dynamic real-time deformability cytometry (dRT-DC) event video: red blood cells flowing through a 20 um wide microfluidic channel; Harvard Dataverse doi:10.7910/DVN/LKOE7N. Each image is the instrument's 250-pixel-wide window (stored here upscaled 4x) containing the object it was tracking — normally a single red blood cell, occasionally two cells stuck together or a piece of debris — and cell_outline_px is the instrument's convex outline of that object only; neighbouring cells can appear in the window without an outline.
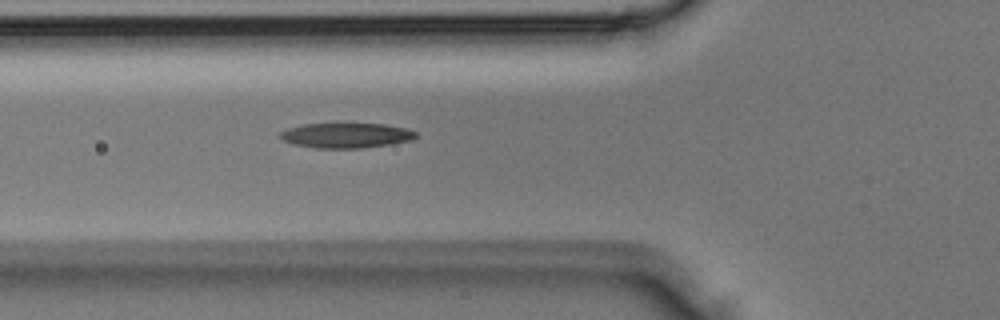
{"species": "Egyptian fruit bat (a non-hibernating species)", "species_latin": "Rousettus aegyptiacus", "temperature_condition": "room temperature", "stored_images_in_passage": 3, "camera_frame_rate_fps": 3000, "um_per_image_px": 0.085, "animal": {"sex": "male"}, "frame": {"image": 1, "passage_image": 3, "time_ms": 0.667, "image_size_px": [1000, 320], "cell_outline_px": [[416, 136], [412, 140], [388, 144], [360, 148], [316, 148], [296, 144], [284, 140], [276, 136], [280, 132], [288, 128], [300, 124], [336, 120], [340, 120], [384, 124], [404, 128], [416, 132]], "centroid_in_image_um": [29.35, 11.44], "position_along_channel_um": 96.5, "area_um2": 20.81}}